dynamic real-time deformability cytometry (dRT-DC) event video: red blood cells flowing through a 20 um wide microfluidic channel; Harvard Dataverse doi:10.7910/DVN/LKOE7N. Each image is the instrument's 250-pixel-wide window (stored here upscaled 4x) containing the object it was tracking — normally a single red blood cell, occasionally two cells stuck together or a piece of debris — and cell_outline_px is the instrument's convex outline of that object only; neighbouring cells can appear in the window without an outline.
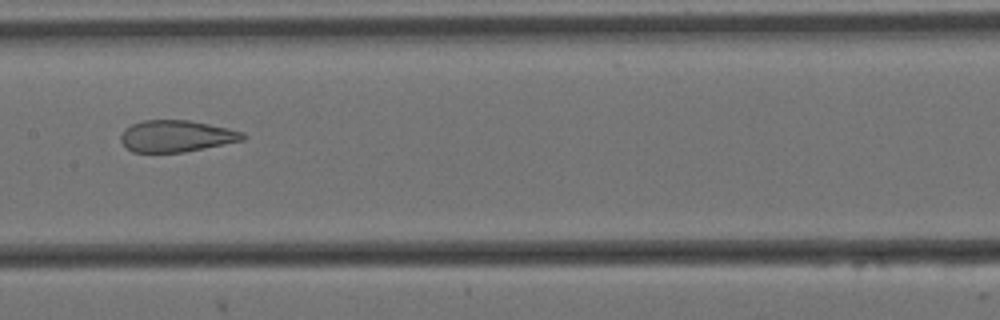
{"species": "Egyptian fruit bat (a non-hibernating species)", "species_latin": "Rousettus aegyptiacus", "temperature_condition": "cold", "stored_images_in_passage": 8, "segment_of_instrument_passage": [1, 2], "camera_frame_rate_fps": 3000, "um_per_image_px": 0.085, "animal": {"sex": "female"}, "frame": {"image": 1, "passage_image": 7, "time_ms": 2.0, "image_size_px": [1000, 320], "cell_outline_px": [[248, 136], [244, 140], [184, 152], [132, 152], [120, 140], [120, 136], [124, 128], [132, 124], [144, 120], [188, 120], [228, 128], [244, 132]], "centroid_in_image_um": [15.0, 11.56], "position_along_channel_um": 192.4, "area_um2": 22.48}}